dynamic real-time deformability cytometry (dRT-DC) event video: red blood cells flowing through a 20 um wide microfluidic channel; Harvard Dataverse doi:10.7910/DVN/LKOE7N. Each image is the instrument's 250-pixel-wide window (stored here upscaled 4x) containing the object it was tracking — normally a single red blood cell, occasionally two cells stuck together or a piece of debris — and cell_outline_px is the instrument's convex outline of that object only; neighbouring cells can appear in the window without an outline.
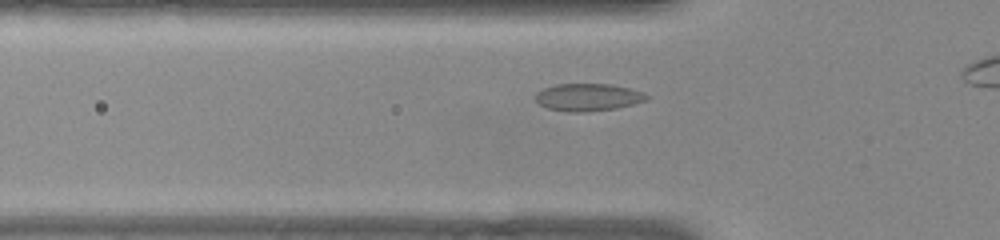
{"species": "common noctule bat (a hibernating species)", "species_latin": "Nyctalus noctula", "temperature_condition": "warm", "stored_images_in_passage": 11, "camera_frame_rate_fps": 3000, "um_per_image_px": 0.085, "animal": {"sex": "female", "body_mass_g": 22.0, "forearm_length_mm": 56.7}, "frame": {"image": 1, "passage_image": 2, "time_ms": 0.333, "image_size_px": [1000, 240], "cell_outline_px": [[652, 96], [644, 100], [632, 104], [616, 108], [588, 112], [568, 112], [548, 108], [540, 104], [536, 100], [536, 92], [544, 88], [556, 84], [612, 84], [644, 92]], "centroid_in_image_um": [49.99, 8.26], "position_along_channel_um": 75.8, "area_um2": 17.74}}
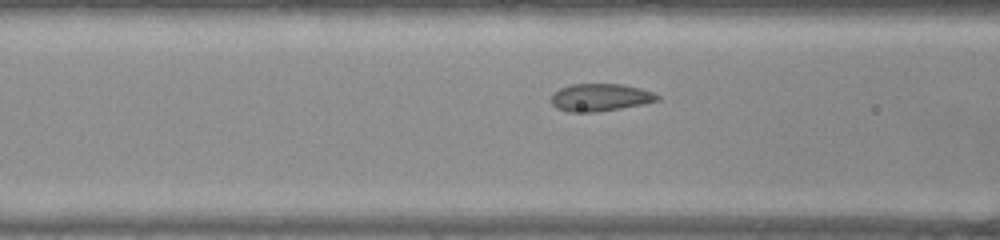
{"frame": {"image": 2, "passage_image": 5, "time_ms": 1.333, "image_size_px": [1000, 240], "cell_outline_px": [[660, 100], [644, 104], [596, 112], [568, 112], [556, 108], [552, 104], [552, 92], [560, 88], [572, 84], [620, 84], [640, 88], [652, 92], [660, 96]], "centroid_in_image_um": [51.01, 8.28], "position_along_channel_um": 115.6, "area_um2": 17.05}}
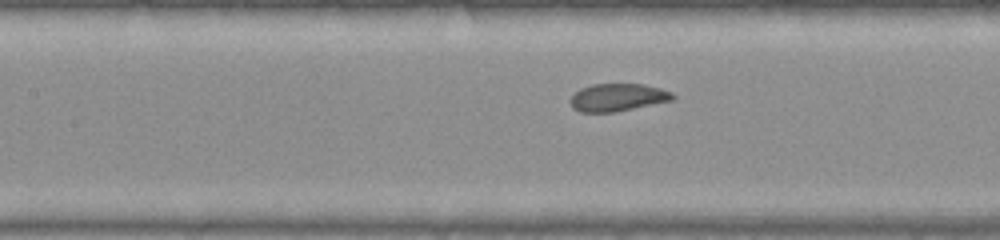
{"frame": {"image": 3, "passage_image": 8, "time_ms": 2.333, "image_size_px": [1000, 240], "cell_outline_px": [[676, 96], [672, 100], [616, 112], [580, 112], [572, 108], [572, 96], [580, 88], [592, 84], [644, 84], [660, 88], [672, 92]], "centroid_in_image_um": [52.52, 8.27], "position_along_channel_um": 154.9, "area_um2": 16.42}}